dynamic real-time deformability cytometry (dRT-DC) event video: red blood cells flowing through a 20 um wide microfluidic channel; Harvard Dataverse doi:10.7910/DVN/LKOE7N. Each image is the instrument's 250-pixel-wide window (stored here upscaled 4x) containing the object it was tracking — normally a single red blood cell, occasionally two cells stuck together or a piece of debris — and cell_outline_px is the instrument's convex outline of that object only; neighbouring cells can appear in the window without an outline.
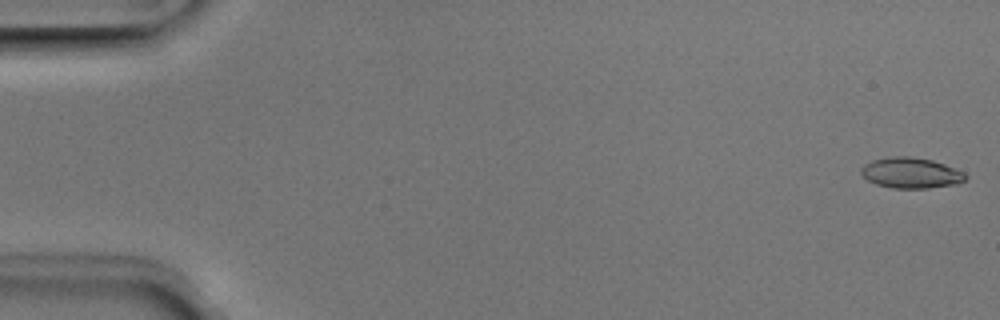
{"species": "Egyptian fruit bat (a non-hibernating species)", "species_latin": "Rousettus aegyptiacus", "temperature_condition": "room temperature", "stored_images_in_passage": 61, "camera_frame_rate_fps": 3000, "um_per_image_px": 0.085, "animal": {"sex": "male"}, "frame": {"image": 1, "passage_image": 1, "time_ms": 0.0, "image_size_px": [1000, 320], "cell_outline_px": [[968, 176], [964, 180], [956, 184], [928, 188], [892, 188], [876, 184], [868, 180], [860, 172], [860, 168], [864, 164], [872, 160], [888, 156], [912, 156], [932, 160], [944, 164], [964, 172]], "centroid_in_image_um": [77.41, 14.69], "position_along_channel_um": 7.6, "area_um2": 18.73}}
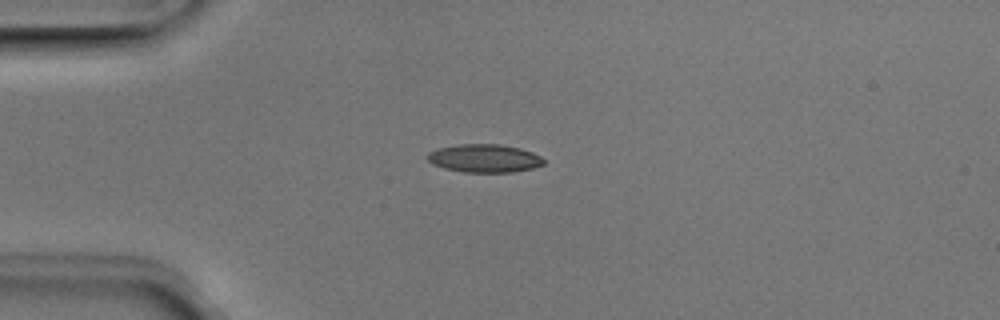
{"frame": {"image": 2, "passage_image": 13, "time_ms": 4.0, "image_size_px": [1000, 320], "cell_outline_px": [[544, 164], [532, 168], [512, 172], [464, 172], [444, 168], [432, 164], [424, 156], [428, 152], [436, 148], [456, 144], [500, 144], [520, 148], [532, 152], [540, 156], [544, 160]], "centroid_in_image_um": [41.12, 13.44], "position_along_channel_um": 43.9, "area_um2": 19.25}}
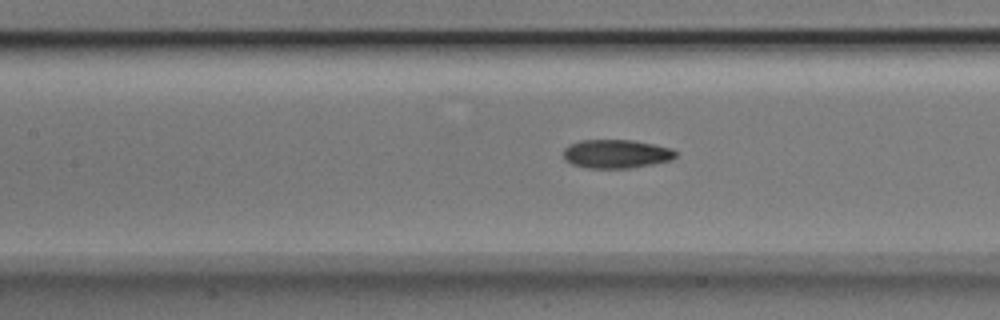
{"frame": {"image": 3, "passage_image": 23, "time_ms": 7.333, "image_size_px": [1000, 320], "cell_outline_px": [[680, 152], [672, 160], [632, 168], [588, 168], [572, 164], [564, 156], [564, 148], [568, 144], [580, 140], [632, 140], [672, 148]], "centroid_in_image_um": [52.42, 13.07], "position_along_channel_um": 155.0, "area_um2": 18.84}}